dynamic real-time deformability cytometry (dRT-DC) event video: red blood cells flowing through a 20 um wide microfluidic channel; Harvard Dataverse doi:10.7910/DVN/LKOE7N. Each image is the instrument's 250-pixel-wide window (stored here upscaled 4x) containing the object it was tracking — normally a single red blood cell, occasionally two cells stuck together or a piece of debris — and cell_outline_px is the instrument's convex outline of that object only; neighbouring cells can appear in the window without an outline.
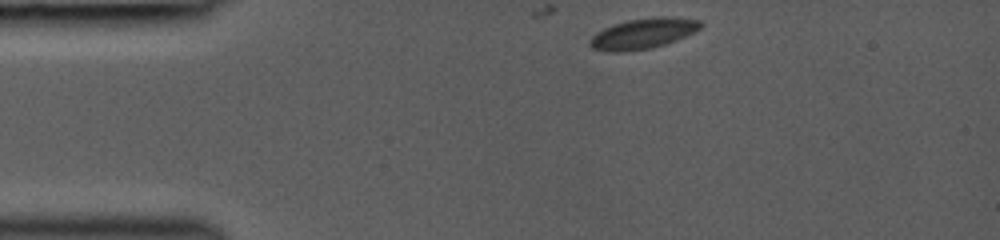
{"species": "common noctule bat (a hibernating species)", "species_latin": "Nyctalus noctula", "temperature_condition": "room temperature", "stored_images_in_passage": 11, "camera_frame_rate_fps": 3000, "um_per_image_px": 0.085, "animal": {"sex": "female", "body_mass_g": 19.0, "forearm_length_mm": 53.3}, "frame": {"image": 1, "passage_image": 1, "time_ms": 0.0, "image_size_px": [1000, 240], "cell_outline_px": [[704, 24], [700, 28], [676, 40], [652, 48], [624, 52], [612, 52], [592, 48], [588, 44], [588, 40], [596, 32], [612, 24], [628, 20], [652, 16], [672, 16], [700, 20]], "centroid_in_image_um": [54.64, 2.83], "position_along_channel_um": 30.4, "area_um2": 19.88}}
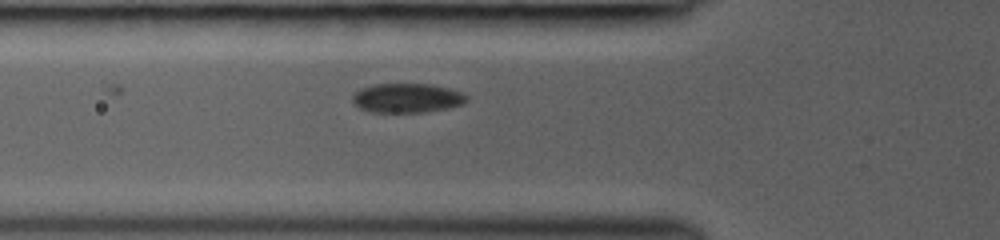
{"frame": {"image": 2, "passage_image": 6, "time_ms": 2.667, "image_size_px": [1000, 240], "cell_outline_px": [[468, 100], [464, 104], [448, 108], [424, 112], [372, 112], [360, 108], [352, 100], [352, 96], [360, 88], [372, 84], [432, 84], [448, 88], [460, 92], [468, 96]], "centroid_in_image_um": [34.61, 8.33], "position_along_channel_um": 91.2, "area_um2": 19.54}}
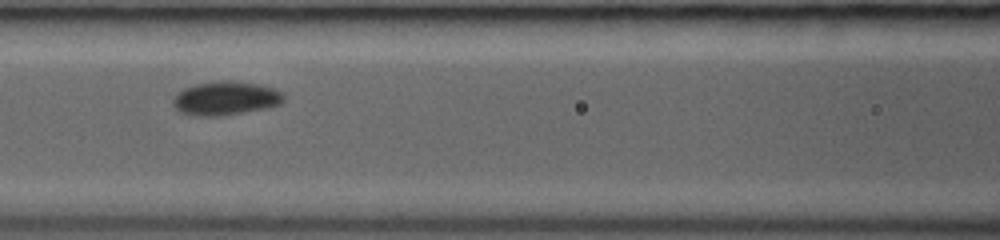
{"frame": {"image": 3, "passage_image": 8, "time_ms": 4.0, "image_size_px": [1000, 240], "cell_outline_px": [[284, 100], [280, 104], [268, 108], [216, 116], [192, 116], [180, 112], [172, 104], [172, 100], [184, 88], [196, 84], [220, 80], [232, 80], [256, 84], [272, 88], [284, 92]], "centroid_in_image_um": [19.18, 8.35], "position_along_channel_um": 147.4, "area_um2": 21.73}}